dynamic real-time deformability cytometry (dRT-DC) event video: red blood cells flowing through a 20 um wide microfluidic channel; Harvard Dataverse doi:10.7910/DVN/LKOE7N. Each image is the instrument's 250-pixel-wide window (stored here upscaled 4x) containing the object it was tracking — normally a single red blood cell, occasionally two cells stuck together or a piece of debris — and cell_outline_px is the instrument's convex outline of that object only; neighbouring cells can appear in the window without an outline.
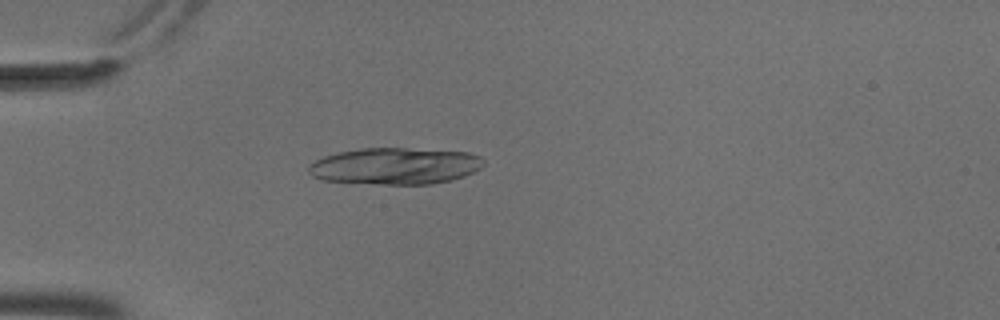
{"species": "common noctule bat (a hibernating species)", "species_latin": "Nyctalus noctula", "temperature_condition": "cold", "stored_images_in_passage": 54, "camera_frame_rate_fps": 3000, "um_per_image_px": 0.085, "animal": {"sex": "male", "body_mass_g": 18.8}, "frame": {"image": 1, "passage_image": 16, "time_ms": 5.0, "image_size_px": [1000, 320], "cell_outline_px": [[484, 164], [480, 168], [464, 176], [452, 180], [432, 184], [380, 184], [324, 180], [312, 176], [308, 172], [308, 164], [324, 156], [340, 152], [360, 148], [404, 148], [468, 152], [480, 156], [484, 160]], "centroid_in_image_um": [33.59, 14.11], "position_along_channel_um": 51.4, "area_um2": 37.34}}